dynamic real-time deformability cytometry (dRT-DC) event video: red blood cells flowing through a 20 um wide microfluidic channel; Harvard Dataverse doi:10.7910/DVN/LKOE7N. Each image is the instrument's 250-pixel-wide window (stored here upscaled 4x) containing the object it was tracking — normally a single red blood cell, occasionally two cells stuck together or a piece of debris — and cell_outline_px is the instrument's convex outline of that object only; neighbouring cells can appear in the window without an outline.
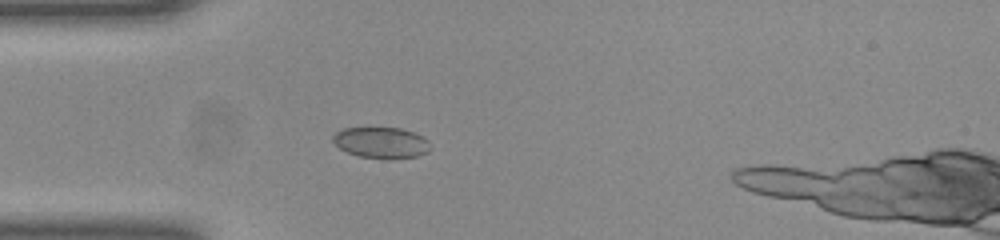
{"species": "common noctule bat (a hibernating species)", "species_latin": "Nyctalus noctula", "temperature_condition": "room temperature", "stored_images_in_passage": 33, "camera_frame_rate_fps": 3000, "um_per_image_px": 0.085, "animal": {"sex": "female", "body_mass_g": 23.0, "forearm_length_mm": 53.4}, "frame": {"image": 1, "passage_image": 1, "time_ms": 0.0, "image_size_px": [1000, 240], "cell_outline_px": [[432, 148], [428, 152], [416, 156], [388, 160], [360, 156], [348, 152], [340, 148], [332, 140], [332, 136], [336, 132], [344, 128], [400, 128], [416, 132], [424, 136], [428, 140]], "centroid_in_image_um": [32.46, 12.13], "position_along_channel_um": 52.5, "area_um2": 17.86}}
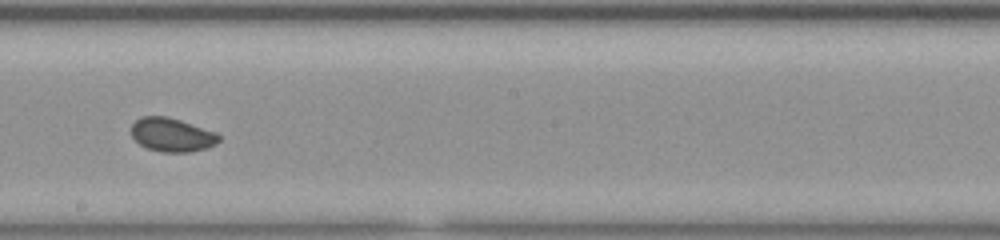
{"frame": {"image": 2, "passage_image": 15, "time_ms": 4.667, "image_size_px": [1000, 240], "cell_outline_px": [[220, 140], [216, 144], [208, 148], [188, 152], [160, 152], [148, 148], [140, 144], [132, 136], [132, 124], [140, 116], [168, 116], [216, 132], [220, 136]], "centroid_in_image_um": [14.63, 11.46], "position_along_channel_um": 233.6, "area_um2": 17.22}}
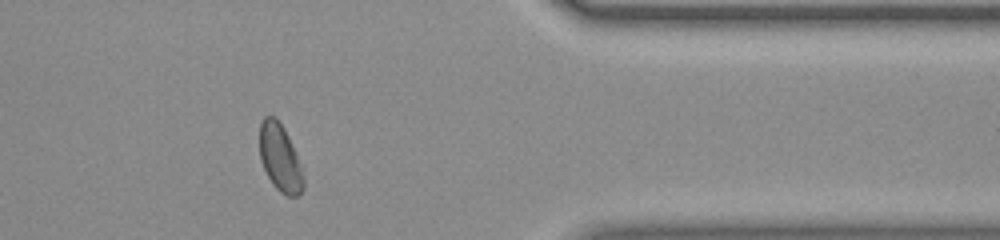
{"frame": {"image": 3, "passage_image": 28, "time_ms": 9.0, "image_size_px": [1000, 240], "cell_outline_px": [[304, 188], [296, 196], [288, 196], [280, 192], [272, 184], [260, 160], [260, 120], [264, 116], [276, 116], [284, 128], [288, 136], [300, 164], [304, 176]], "centroid_in_image_um": [23.79, 13.4], "position_along_channel_um": 387.6, "area_um2": 17.17}}